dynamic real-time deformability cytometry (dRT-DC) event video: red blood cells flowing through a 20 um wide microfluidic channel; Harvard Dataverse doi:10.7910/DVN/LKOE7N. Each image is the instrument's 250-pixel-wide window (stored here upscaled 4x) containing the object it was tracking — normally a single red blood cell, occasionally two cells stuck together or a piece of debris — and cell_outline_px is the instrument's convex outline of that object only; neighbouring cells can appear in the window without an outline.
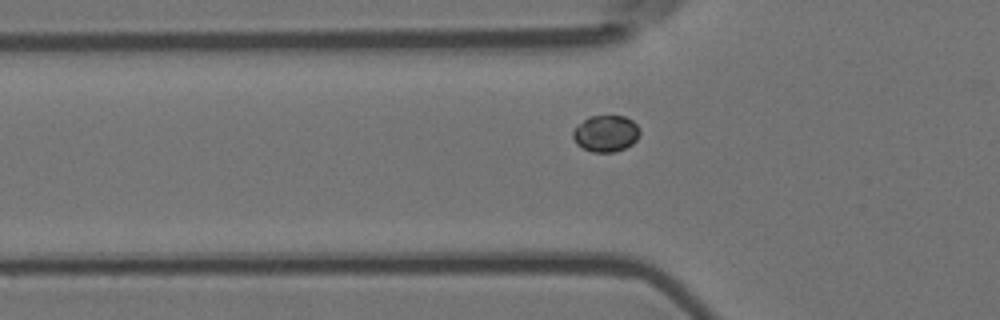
{"species": "Egyptian fruit bat (a non-hibernating species)", "species_latin": "Rousettus aegyptiacus", "temperature_condition": "room temperature", "stored_images_in_passage": 38, "camera_frame_rate_fps": 3000, "um_per_image_px": 0.085, "animal": {"sex": "female"}, "frame": {"image": 1, "passage_image": 4, "time_ms": 1.0, "image_size_px": [1000, 320], "cell_outline_px": [[640, 132], [636, 140], [632, 144], [616, 152], [592, 152], [576, 144], [572, 136], [572, 132], [588, 116], [624, 116], [632, 120], [640, 128]], "centroid_in_image_um": [51.51, 11.35], "position_along_channel_um": 74.3, "area_um2": 14.16}}
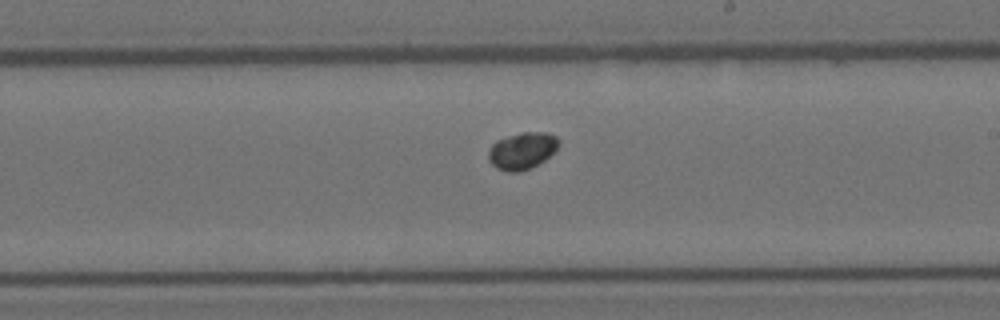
{"frame": {"image": 2, "passage_image": 18, "time_ms": 5.667, "image_size_px": [1000, 320], "cell_outline_px": [[560, 144], [544, 160], [520, 172], [508, 172], [496, 168], [488, 160], [488, 152], [492, 144], [496, 140], [520, 132], [544, 132], [556, 136], [560, 140]], "centroid_in_image_um": [44.35, 12.8], "position_along_channel_um": 244.6, "area_um2": 15.03}}
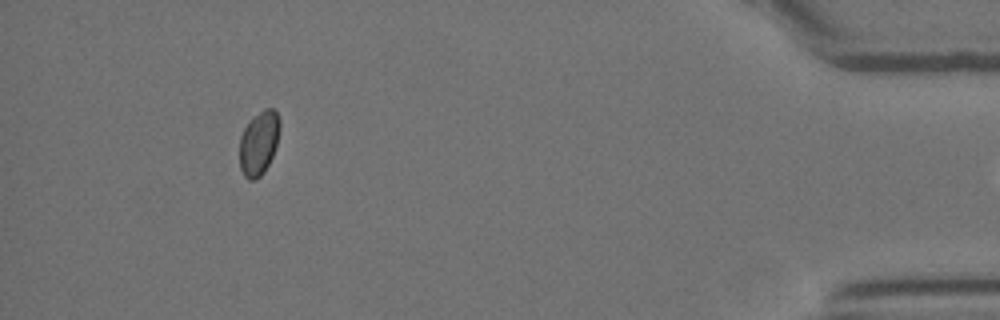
{"frame": {"image": 3, "passage_image": 37, "time_ms": 12.0, "image_size_px": [1000, 320], "cell_outline_px": [[280, 128], [276, 144], [272, 156], [264, 172], [256, 180], [248, 180], [244, 176], [240, 168], [240, 136], [248, 120], [264, 108], [272, 108], [276, 112], [280, 120]], "centroid_in_image_um": [21.99, 12.14], "position_along_channel_um": 413.2, "area_um2": 15.09}}